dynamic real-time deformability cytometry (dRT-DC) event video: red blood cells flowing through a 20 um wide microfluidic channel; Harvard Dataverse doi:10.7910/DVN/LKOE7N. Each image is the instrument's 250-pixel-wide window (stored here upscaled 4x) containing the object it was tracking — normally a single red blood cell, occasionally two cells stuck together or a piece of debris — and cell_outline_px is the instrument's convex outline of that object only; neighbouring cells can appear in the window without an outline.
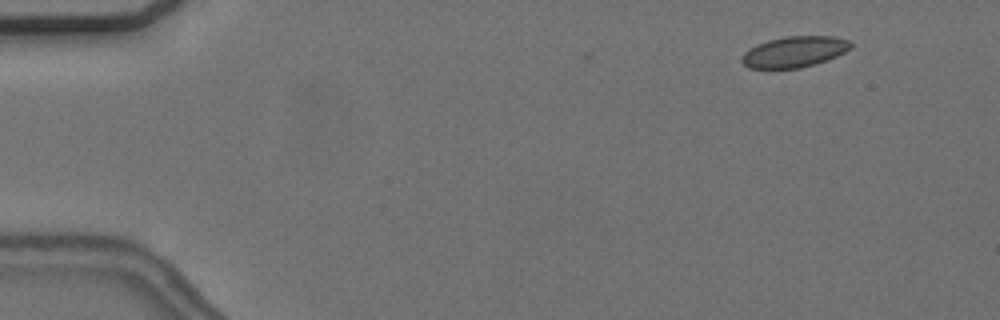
{"species": "common noctule bat (a hibernating species)", "species_latin": "Nyctalus noctula", "temperature_condition": "cold", "stored_images_in_passage": 3, "camera_frame_rate_fps": 3000, "um_per_image_px": 0.085, "animal": {"sex": "female", "body_mass_g": 24.6, "forearm_length_mm": 56.2}, "frame": {"image": 1, "passage_image": 1, "time_ms": 0.0, "image_size_px": [1000, 320], "cell_outline_px": [[852, 48], [836, 56], [816, 64], [800, 68], [748, 68], [740, 60], [740, 56], [748, 48], [756, 44], [768, 40], [788, 36], [832, 36], [848, 40], [852, 44]], "centroid_in_image_um": [67.49, 4.4], "position_along_channel_um": 17.5, "area_um2": 19.71}}